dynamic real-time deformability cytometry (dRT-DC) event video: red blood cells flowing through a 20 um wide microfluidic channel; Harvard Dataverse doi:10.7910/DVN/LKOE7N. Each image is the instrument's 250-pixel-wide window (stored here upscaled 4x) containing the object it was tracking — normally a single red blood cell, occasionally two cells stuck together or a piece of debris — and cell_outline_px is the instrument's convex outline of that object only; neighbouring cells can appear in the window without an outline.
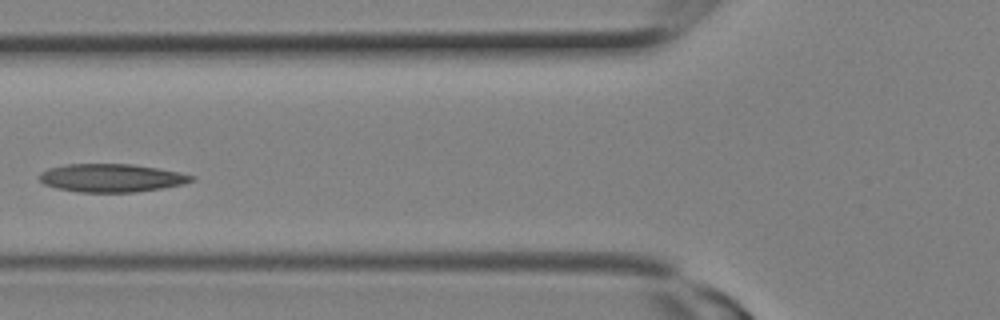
{"species": "Egyptian fruit bat (a non-hibernating species)", "species_latin": "Rousettus aegyptiacus", "temperature_condition": "room temperature", "stored_images_in_passage": 13, "camera_frame_rate_fps": 3000, "um_per_image_px": 0.085, "animal": {"sex": "female"}, "frame": {"image": 1, "passage_image": 8, "time_ms": 2.333, "image_size_px": [1000, 320], "cell_outline_px": [[196, 180], [184, 184], [160, 188], [132, 192], [80, 192], [56, 188], [44, 184], [40, 180], [40, 172], [48, 168], [64, 164], [132, 164], [180, 172], [196, 176]], "centroid_in_image_um": [9.48, 15.12], "position_along_channel_um": 116.3, "area_um2": 24.97}}
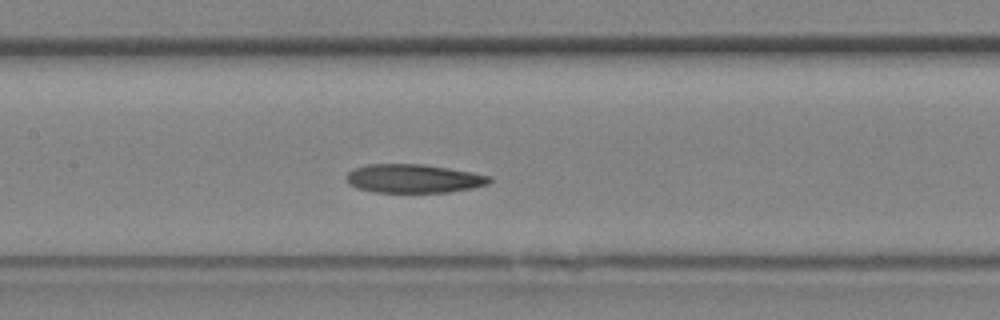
{"frame": {"image": 2, "passage_image": 10, "time_ms": 3.0, "image_size_px": [1000, 320], "cell_outline_px": [[492, 180], [488, 184], [472, 188], [448, 192], [372, 192], [356, 188], [348, 184], [344, 176], [352, 168], [368, 164], [424, 164], [472, 172], [492, 176]], "centroid_in_image_um": [35.11, 15.17], "position_along_channel_um": 172.3, "area_um2": 24.16}}